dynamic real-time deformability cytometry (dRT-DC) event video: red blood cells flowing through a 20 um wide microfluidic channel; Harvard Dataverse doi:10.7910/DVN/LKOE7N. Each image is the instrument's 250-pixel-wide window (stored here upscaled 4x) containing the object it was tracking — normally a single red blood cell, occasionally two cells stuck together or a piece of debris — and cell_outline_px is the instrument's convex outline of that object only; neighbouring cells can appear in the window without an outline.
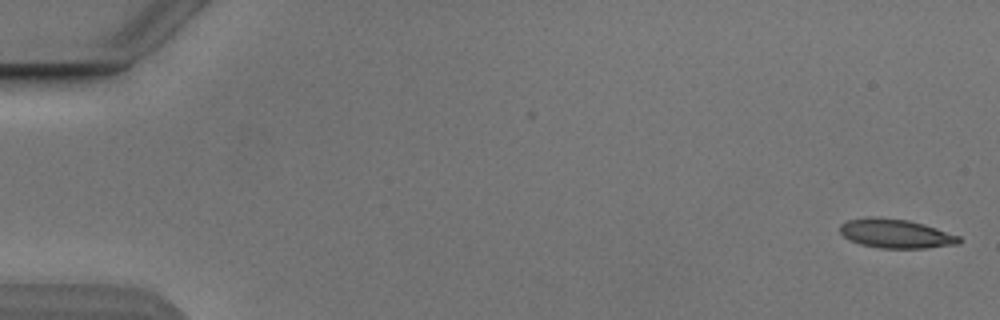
{"species": "Egyptian fruit bat (a non-hibernating species)", "species_latin": "Rousettus aegyptiacus", "temperature_condition": "cold", "stored_images_in_passage": 16, "camera_frame_rate_fps": 3000, "um_per_image_px": 0.085, "animal": {"sex": "male"}, "frame": {"image": 1, "passage_image": 1, "time_ms": 0.0, "image_size_px": [1000, 320], "cell_outline_px": [[964, 240], [960, 244], [928, 248], [880, 248], [860, 244], [848, 240], [840, 232], [840, 224], [848, 220], [908, 220], [924, 224], [960, 236]], "centroid_in_image_um": [76.24, 19.92], "position_along_channel_um": 8.8, "area_um2": 19.48}}
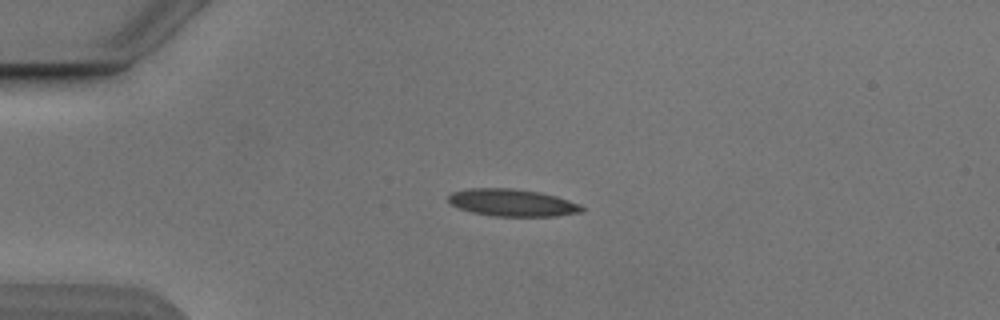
{"frame": {"image": 2, "passage_image": 13, "time_ms": 4.0, "image_size_px": [1000, 320], "cell_outline_px": [[584, 212], [556, 216], [492, 216], [472, 212], [460, 208], [452, 204], [448, 200], [448, 196], [452, 192], [468, 188], [512, 188], [540, 192], [556, 196], [580, 204], [584, 208]], "centroid_in_image_um": [43.56, 17.23], "position_along_channel_um": 41.4, "area_um2": 21.21}}